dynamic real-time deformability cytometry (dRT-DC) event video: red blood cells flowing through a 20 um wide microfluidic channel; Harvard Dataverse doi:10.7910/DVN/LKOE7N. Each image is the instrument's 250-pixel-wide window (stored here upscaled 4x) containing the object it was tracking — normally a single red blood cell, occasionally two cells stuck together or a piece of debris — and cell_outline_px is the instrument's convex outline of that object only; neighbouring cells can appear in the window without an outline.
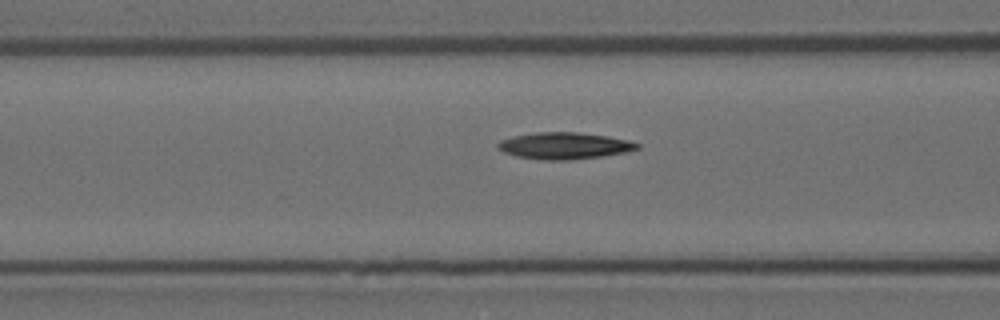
{"species": "Egyptian fruit bat (a non-hibernating species)", "species_latin": "Rousettus aegyptiacus", "temperature_condition": "room temperature", "stored_images_in_passage": 13, "camera_frame_rate_fps": 3000, "um_per_image_px": 0.085, "animal": {"sex": "female"}, "frame": {"image": 1, "passage_image": 11, "time_ms": 3.333, "image_size_px": [1000, 320], "cell_outline_px": [[640, 148], [624, 152], [600, 156], [568, 160], [544, 160], [516, 156], [504, 152], [496, 148], [496, 144], [500, 140], [512, 136], [536, 132], [576, 132], [608, 136], [628, 140], [640, 144]], "centroid_in_image_um": [47.92, 12.38], "position_along_channel_um": 118.7, "area_um2": 21.62}}